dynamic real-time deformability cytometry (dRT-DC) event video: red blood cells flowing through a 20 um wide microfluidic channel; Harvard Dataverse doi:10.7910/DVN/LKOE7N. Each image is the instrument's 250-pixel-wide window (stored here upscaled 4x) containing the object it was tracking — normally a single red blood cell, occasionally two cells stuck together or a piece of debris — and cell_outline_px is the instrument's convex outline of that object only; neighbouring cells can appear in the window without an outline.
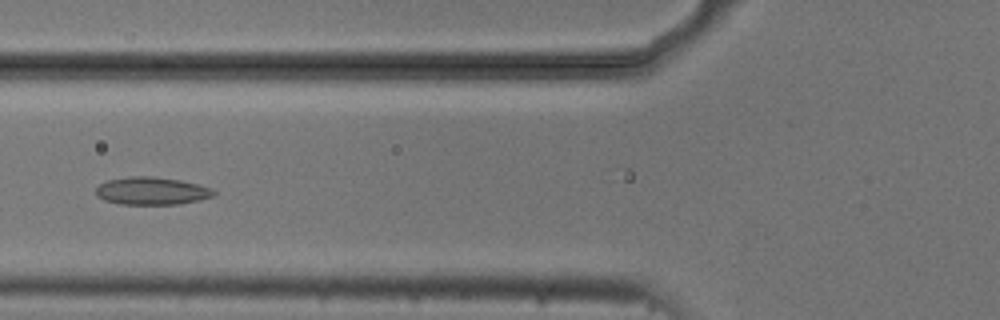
{"species": "common noctule bat (a hibernating species)", "species_latin": "Nyctalus noctula", "temperature_condition": "cold", "stored_images_in_passage": 42, "camera_frame_rate_fps": 3000, "um_per_image_px": 0.085, "animal": {"sex": "male", "body_mass_g": 20.5, "forearm_length_mm": 52.5}, "frame": {"image": 1, "passage_image": 21, "time_ms": 6.667, "image_size_px": [1000, 320], "cell_outline_px": [[216, 196], [200, 200], [180, 204], [120, 204], [104, 200], [96, 196], [96, 188], [100, 184], [108, 180], [128, 176], [152, 176], [180, 180], [200, 184], [212, 188], [216, 192]], "centroid_in_image_um": [12.93, 16.23], "position_along_channel_um": 112.9, "area_um2": 19.25}}
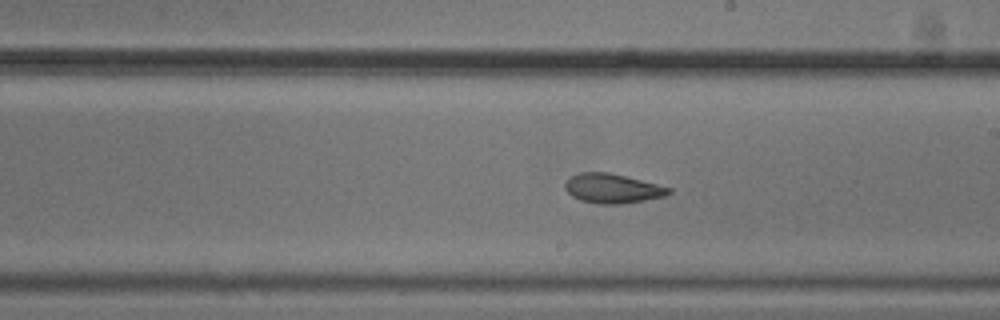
{"frame": {"image": 2, "passage_image": 31, "time_ms": 10.0, "image_size_px": [1000, 320], "cell_outline_px": [[672, 192], [664, 196], [644, 200], [620, 204], [596, 204], [580, 200], [572, 196], [564, 188], [564, 184], [572, 176], [580, 172], [608, 172], [672, 188]], "centroid_in_image_um": [52.04, 16.02], "position_along_channel_um": 237.0, "area_um2": 17.63}}
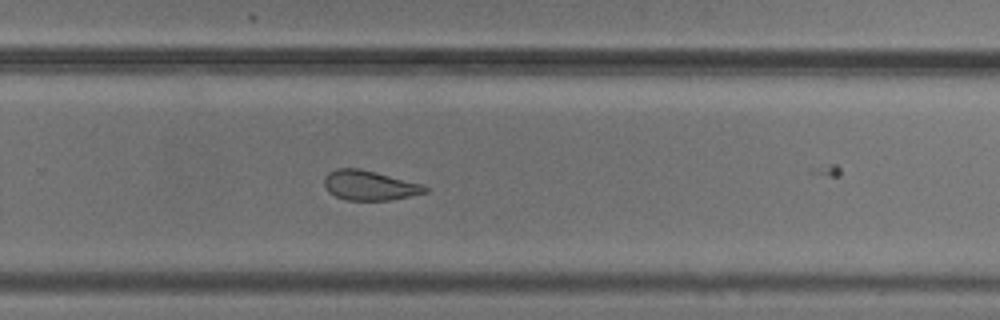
{"frame": {"image": 3, "passage_image": 36, "time_ms": 11.667, "image_size_px": [1000, 320], "cell_outline_px": [[428, 192], [388, 200], [344, 200], [328, 192], [324, 184], [324, 176], [328, 172], [336, 168], [360, 168], [376, 172], [420, 184], [428, 188]], "centroid_in_image_um": [31.34, 15.75], "position_along_channel_um": 298.5, "area_um2": 17.34}}